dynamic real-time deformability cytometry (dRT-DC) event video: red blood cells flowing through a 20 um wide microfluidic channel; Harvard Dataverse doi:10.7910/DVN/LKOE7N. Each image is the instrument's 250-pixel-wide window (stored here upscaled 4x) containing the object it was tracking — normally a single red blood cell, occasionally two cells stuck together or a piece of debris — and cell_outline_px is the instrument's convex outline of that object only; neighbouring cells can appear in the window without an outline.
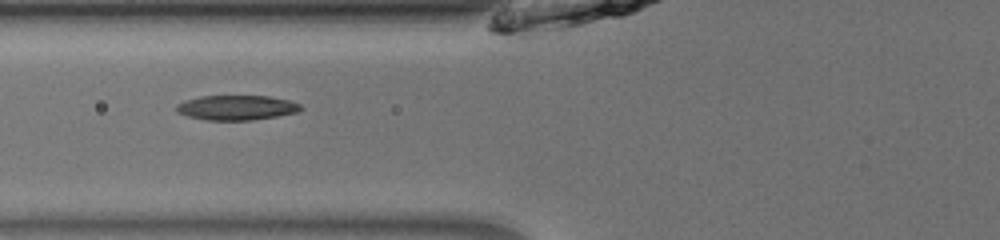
{"species": "common noctule bat (a hibernating species)", "species_latin": "Nyctalus noctula", "temperature_condition": "room temperature", "stored_images_in_passage": 35, "camera_frame_rate_fps": 3000, "um_per_image_px": 0.085, "animal": {"sex": "male", "body_mass_g": 13.0, "forearm_length_mm": 53.1}, "frame": {"image": 1, "passage_image": 6, "time_ms": 1.667, "image_size_px": [1000, 240], "cell_outline_px": [[304, 108], [296, 112], [276, 116], [252, 120], [208, 120], [188, 116], [176, 112], [176, 104], [184, 100], [200, 96], [268, 96], [288, 100], [300, 104]], "centroid_in_image_um": [20.08, 9.14], "position_along_channel_um": 105.7, "area_um2": 17.92}}
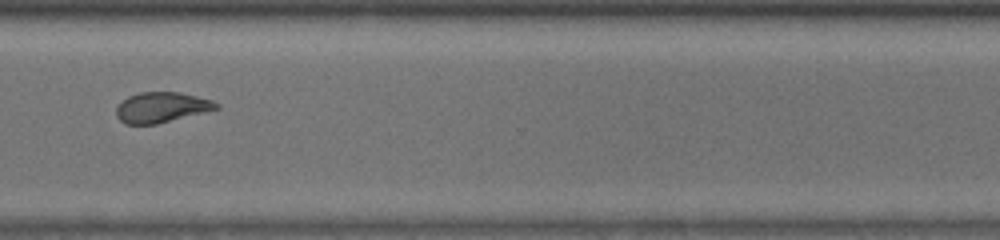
{"frame": {"image": 2, "passage_image": 25, "time_ms": 8.0, "image_size_px": [1000, 240], "cell_outline_px": [[220, 108], [156, 124], [124, 124], [116, 116], [116, 108], [128, 96], [140, 92], [180, 92], [212, 100], [220, 104]], "centroid_in_image_um": [13.73, 9.12], "position_along_channel_um": 356.9, "area_um2": 17.57}, "authors_computed_cell_mechanics": {"area_um2": 17.8602, "velocity_mm_per_s": 3.9607, "shape_relaxation_time_tau1_ms": 3.4749, "shape_relaxation_time_tau2_ms": 9.9369, "deformation_change_tau1": 0.1396, "deformation_change_tau2": 0.1509}}